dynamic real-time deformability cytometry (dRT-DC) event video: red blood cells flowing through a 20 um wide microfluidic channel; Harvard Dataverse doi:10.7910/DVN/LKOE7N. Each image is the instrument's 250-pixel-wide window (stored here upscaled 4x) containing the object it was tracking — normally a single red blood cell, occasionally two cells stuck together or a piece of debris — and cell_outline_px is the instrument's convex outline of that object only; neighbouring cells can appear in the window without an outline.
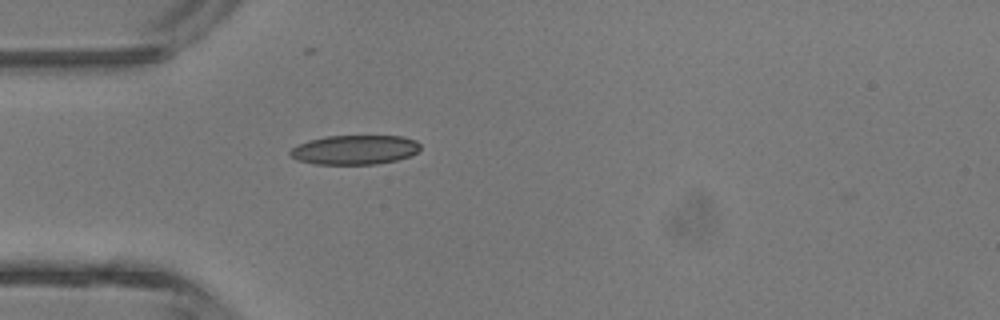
{"species": "common noctule bat (a hibernating species)", "species_latin": "Nyctalus noctula", "temperature_condition": "room temperature", "stored_images_in_passage": 1, "camera_frame_rate_fps": 3000, "um_per_image_px": 0.085, "animal": {"sex": "male", "body_mass_g": 13.3}, "frame": {"image": 1, "passage_image": 1, "time_ms": 0.0, "image_size_px": [1000, 320], "cell_outline_px": [[420, 148], [412, 156], [396, 160], [376, 164], [316, 164], [296, 160], [288, 152], [296, 144], [308, 140], [328, 136], [404, 136], [416, 140], [420, 144]], "centroid_in_image_um": [30.15, 12.73], "position_along_channel_um": 54.8, "area_um2": 22.43}}